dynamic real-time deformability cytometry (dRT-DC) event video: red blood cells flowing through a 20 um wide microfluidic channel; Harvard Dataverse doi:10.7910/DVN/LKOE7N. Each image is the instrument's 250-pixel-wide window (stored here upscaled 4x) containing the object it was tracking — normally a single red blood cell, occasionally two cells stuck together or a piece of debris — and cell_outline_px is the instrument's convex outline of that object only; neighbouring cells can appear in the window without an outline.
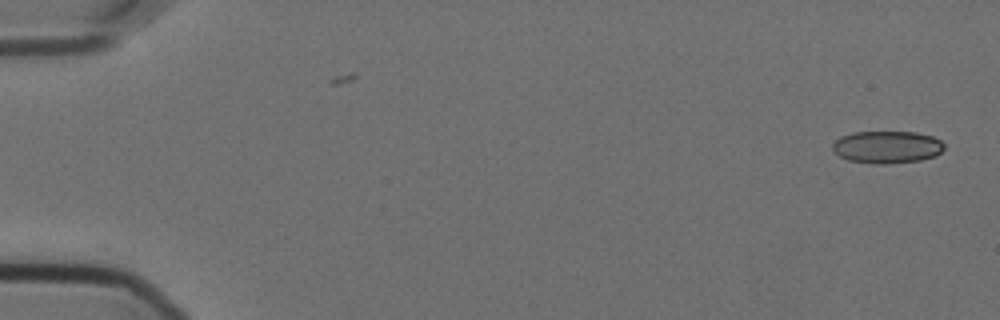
{"species": "Egyptian fruit bat (a non-hibernating species)", "species_latin": "Rousettus aegyptiacus", "temperature_condition": "cold", "stored_images_in_passage": 14, "camera_frame_rate_fps": 3000, "um_per_image_px": 0.085, "animal": {"sex": "female"}, "frame": {"image": 1, "passage_image": 1, "time_ms": 0.0, "image_size_px": [1000, 320], "cell_outline_px": [[944, 148], [936, 156], [920, 160], [888, 164], [876, 164], [848, 160], [840, 156], [832, 148], [832, 144], [840, 136], [852, 132], [916, 132], [932, 136], [940, 140], [944, 144]], "centroid_in_image_um": [75.4, 12.5], "position_along_channel_um": 9.6, "area_um2": 21.1}}